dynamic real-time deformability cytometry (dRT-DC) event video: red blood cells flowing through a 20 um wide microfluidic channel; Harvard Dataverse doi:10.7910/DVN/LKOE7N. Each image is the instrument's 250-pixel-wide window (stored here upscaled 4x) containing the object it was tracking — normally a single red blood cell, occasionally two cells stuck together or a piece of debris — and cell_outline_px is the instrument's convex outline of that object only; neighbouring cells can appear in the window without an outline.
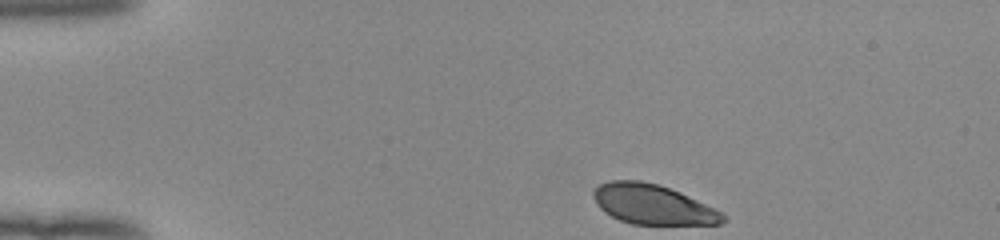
{"species": "human", "species_latin": "Homo sapiens", "temperature_condition": "room temperature", "stored_images_in_passage": 37, "camera_frame_rate_fps": 3000, "um_per_image_px": 0.085, "donor": {"sex": "female"}, "frame": {"image": 1, "passage_image": 1, "time_ms": 0.0, "image_size_px": [1000, 240], "cell_outline_px": [[728, 216], [720, 224], [632, 224], [620, 220], [604, 212], [596, 204], [592, 196], [592, 192], [596, 184], [608, 180], [640, 180], [656, 184], [680, 192]], "centroid_in_image_um": [55.4, 17.36], "position_along_channel_um": 29.6, "area_um2": 29.94}}
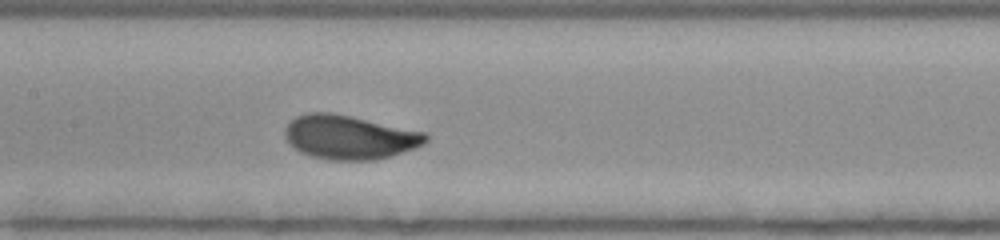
{"frame": {"image": 2, "passage_image": 18, "time_ms": 5.667, "image_size_px": [1000, 240], "cell_outline_px": [[428, 140], [424, 144], [416, 148], [392, 156], [376, 160], [328, 160], [312, 156], [300, 152], [292, 148], [284, 136], [284, 128], [296, 116], [308, 112], [332, 112], [352, 116], [424, 132], [428, 136]], "centroid_in_image_um": [29.68, 11.67], "position_along_channel_um": 177.7, "area_um2": 36.41}}
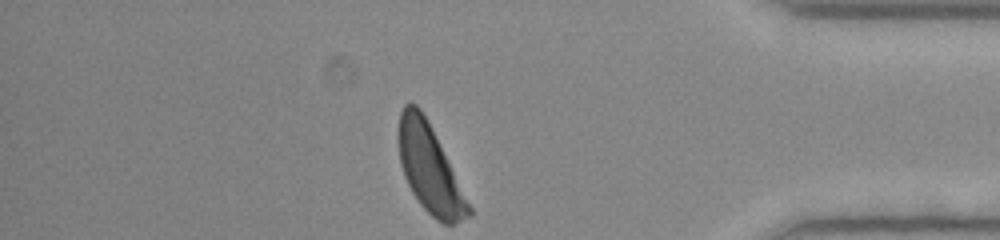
{"frame": {"image": 3, "passage_image": 37, "time_ms": 12.0, "image_size_px": [1000, 240], "cell_outline_px": [[472, 216], [452, 224], [444, 224], [436, 220], [420, 204], [412, 192], [404, 176], [400, 164], [396, 136], [396, 132], [400, 112], [404, 104], [416, 104], [420, 108], [428, 120], [472, 208]], "centroid_in_image_um": [36.49, 14.32], "position_along_channel_um": 398.7, "area_um2": 35.95}, "authors_computed_cell_mechanics": {"area_um2": 35.3158, "velocity_mm_per_s": 3.9357, "shape_relaxation_time_tau1_ms": 2.7932, "shape_relaxation_time_tau2_ms": null, "deformation_change_tau1": 0.1273, "deformation_change_tau2": null}}